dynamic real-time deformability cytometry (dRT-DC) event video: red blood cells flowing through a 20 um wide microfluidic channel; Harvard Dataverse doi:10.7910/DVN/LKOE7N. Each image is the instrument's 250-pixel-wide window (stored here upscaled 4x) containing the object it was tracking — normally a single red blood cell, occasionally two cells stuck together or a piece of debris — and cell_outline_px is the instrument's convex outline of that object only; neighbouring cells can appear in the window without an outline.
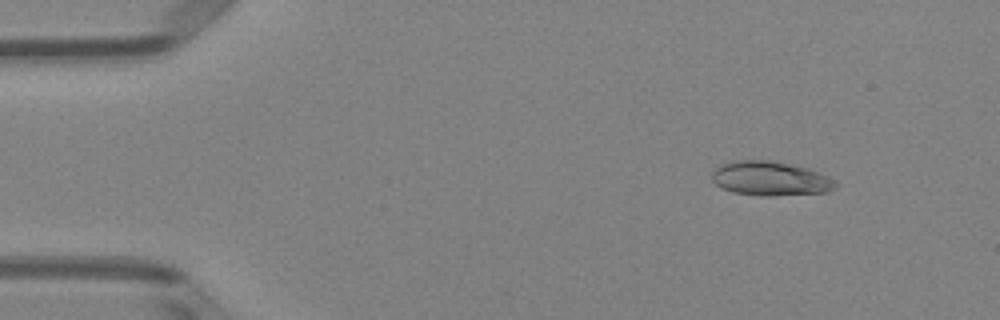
{"species": "Egyptian fruit bat (a non-hibernating species)", "species_latin": "Rousettus aegyptiacus", "temperature_condition": "room temperature", "stored_images_in_passage": 50, "camera_frame_rate_fps": 3000, "um_per_image_px": 0.085, "animal": {"sex": "female"}, "frame": {"image": 1, "passage_image": 5, "time_ms": 1.333, "image_size_px": [1000, 320], "cell_outline_px": [[836, 188], [828, 192], [772, 196], [764, 196], [732, 192], [716, 184], [712, 180], [712, 172], [720, 164], [732, 160], [768, 160], [808, 168], [828, 176], [836, 180]], "centroid_in_image_um": [65.48, 15.18], "position_along_channel_um": 19.5, "area_um2": 24.74}}
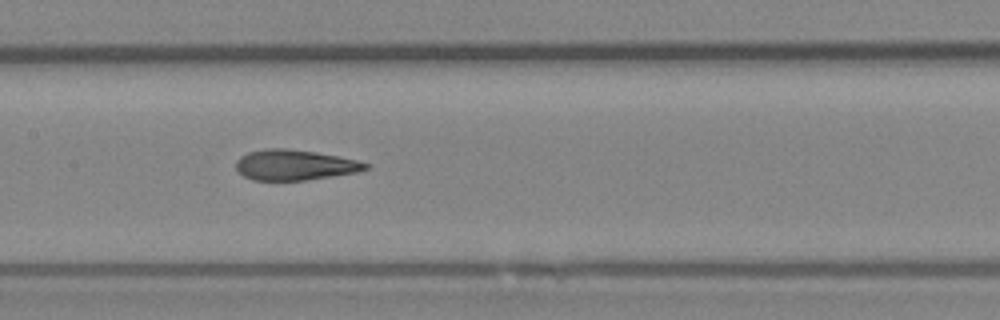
{"frame": {"image": 2, "passage_image": 24, "time_ms": 7.667, "image_size_px": [1000, 320], "cell_outline_px": [[372, 164], [368, 168], [356, 172], [304, 180], [252, 180], [244, 176], [236, 168], [236, 160], [240, 156], [248, 152], [264, 148], [284, 148], [316, 152], [356, 160]], "centroid_in_image_um": [25.02, 14.01], "position_along_channel_um": 182.4, "area_um2": 22.83}}
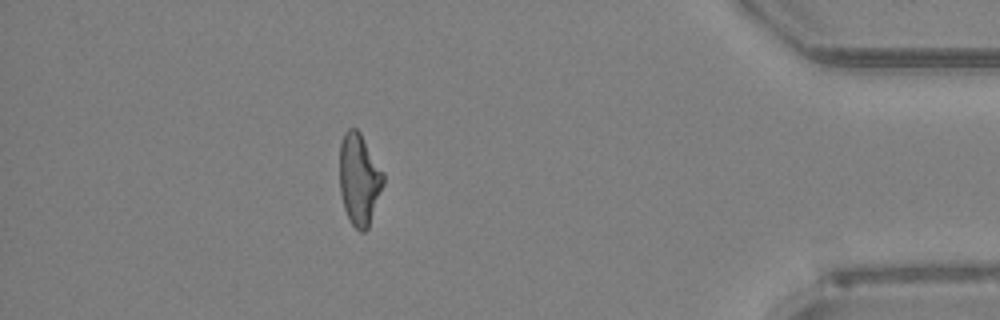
{"frame": {"image": 3, "passage_image": 44, "time_ms": 14.333, "image_size_px": [1000, 320], "cell_outline_px": [[384, 184], [368, 228], [364, 232], [360, 232], [352, 224], [344, 208], [340, 192], [340, 144], [344, 132], [348, 128], [356, 128], [360, 132], [384, 172]], "centroid_in_image_um": [30.54, 15.22], "position_along_channel_um": 404.7, "area_um2": 23.35}, "authors_computed_cell_mechanics": {"area_um2": 23.698, "velocity_mm_per_s": 4.0155, "shape_relaxation_time_tau1_ms": 6.2533, "shape_relaxation_time_tau2_ms": 2.0143, "deformation_change_tau1": 0.1832, "deformation_change_tau2": 0.1056}}